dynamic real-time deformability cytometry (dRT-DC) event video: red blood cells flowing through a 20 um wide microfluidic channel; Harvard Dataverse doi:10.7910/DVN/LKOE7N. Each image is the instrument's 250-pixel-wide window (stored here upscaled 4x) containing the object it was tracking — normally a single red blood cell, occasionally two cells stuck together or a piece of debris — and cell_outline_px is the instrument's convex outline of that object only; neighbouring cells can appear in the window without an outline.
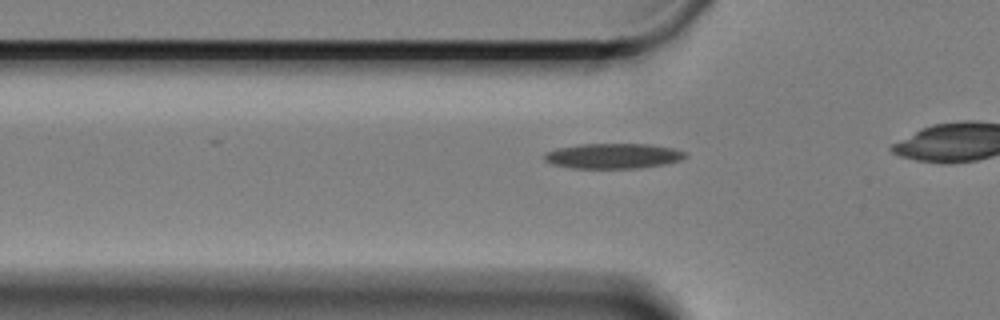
{"species": "Egyptian fruit bat (a non-hibernating species)", "species_latin": "Rousettus aegyptiacus", "temperature_condition": "cold", "stored_images_in_passage": 33, "camera_frame_rate_fps": 3000, "um_per_image_px": 0.085, "animal": {"sex": "female"}, "frame": {"image": 1, "passage_image": 4, "time_ms": 1.0, "image_size_px": [1000, 320], "cell_outline_px": [[688, 156], [680, 160], [664, 164], [636, 168], [572, 168], [552, 164], [544, 160], [544, 156], [548, 152], [556, 148], [580, 144], [652, 144], [672, 148], [684, 152]], "centroid_in_image_um": [52.11, 13.25], "position_along_channel_um": 73.7, "area_um2": 20.58}}
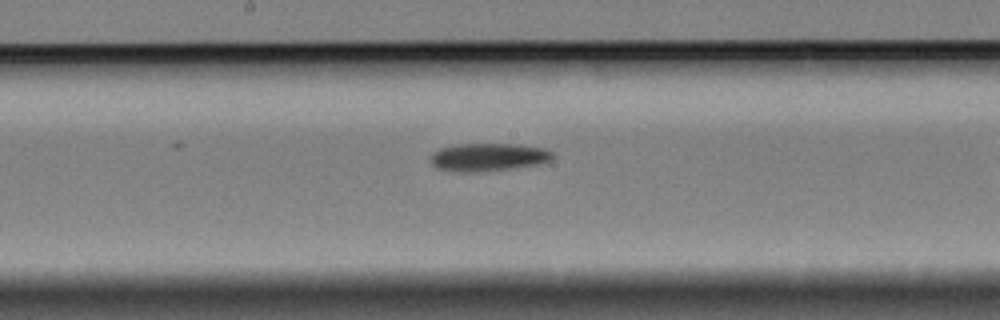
{"frame": {"image": 2, "passage_image": 16, "time_ms": 5.0, "image_size_px": [1000, 320], "cell_outline_px": [[556, 156], [552, 160], [536, 164], [508, 168], [476, 172], [460, 172], [436, 168], [432, 164], [432, 152], [440, 148], [452, 144], [520, 144], [544, 148], [552, 152]], "centroid_in_image_um": [41.5, 13.34], "position_along_channel_um": 206.7, "area_um2": 19.83}}
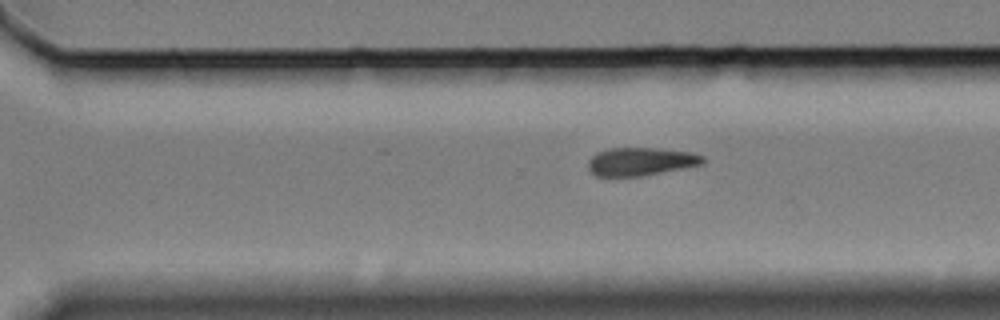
{"frame": {"image": 3, "passage_image": 26, "time_ms": 8.333, "image_size_px": [1000, 320], "cell_outline_px": [[704, 164], [640, 176], [596, 176], [588, 168], [588, 160], [596, 152], [608, 148], [656, 148], [688, 152], [704, 156]], "centroid_in_image_um": [54.43, 13.72], "position_along_channel_um": 316.2, "area_um2": 18.67}}